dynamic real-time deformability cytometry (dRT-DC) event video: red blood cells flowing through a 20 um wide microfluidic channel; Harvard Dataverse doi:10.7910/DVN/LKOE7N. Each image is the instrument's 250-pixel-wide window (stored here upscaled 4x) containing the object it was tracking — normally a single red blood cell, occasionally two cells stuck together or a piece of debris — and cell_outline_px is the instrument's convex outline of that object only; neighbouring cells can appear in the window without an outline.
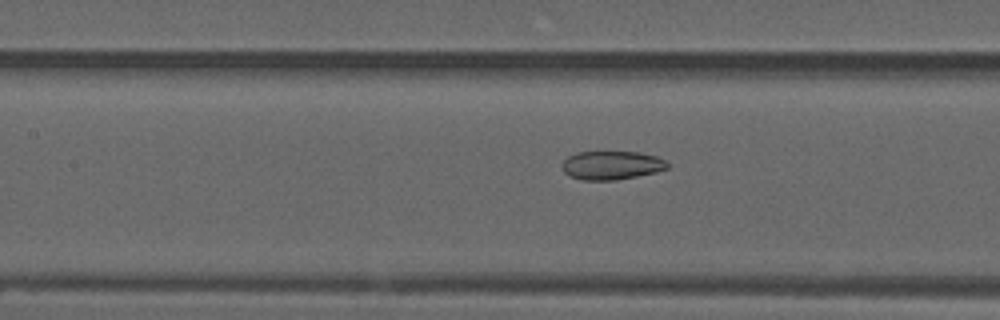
{"species": "common noctule bat (a hibernating species)", "species_latin": "Nyctalus noctula", "temperature_condition": "warm", "stored_images_in_passage": 55, "camera_frame_rate_fps": 3000, "um_per_image_px": 0.085, "animal": {"sex": "male", "forearm_length_mm": 52.5}, "frame": {"image": 1, "passage_image": 25, "time_ms": 8.0, "image_size_px": [1000, 320], "cell_outline_px": [[668, 168], [656, 172], [616, 180], [580, 180], [568, 176], [564, 172], [560, 164], [568, 156], [576, 152], [640, 152], [656, 156], [664, 160], [668, 164]], "centroid_in_image_um": [51.94, 14.05], "position_along_channel_um": 155.5, "area_um2": 17.69}}
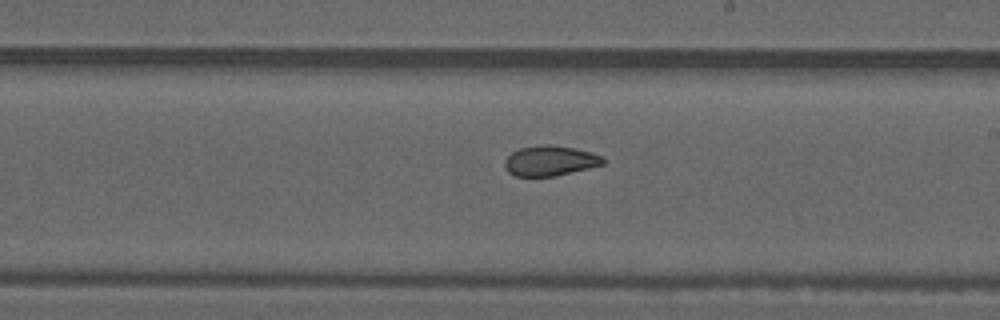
{"frame": {"image": 2, "passage_image": 32, "time_ms": 10.333, "image_size_px": [1000, 320], "cell_outline_px": [[604, 164], [588, 168], [552, 176], [516, 176], [508, 172], [504, 164], [504, 160], [512, 152], [520, 148], [548, 144], [572, 148], [592, 152], [604, 156]], "centroid_in_image_um": [46.75, 13.66], "position_along_channel_um": 242.2, "area_um2": 17.05}}
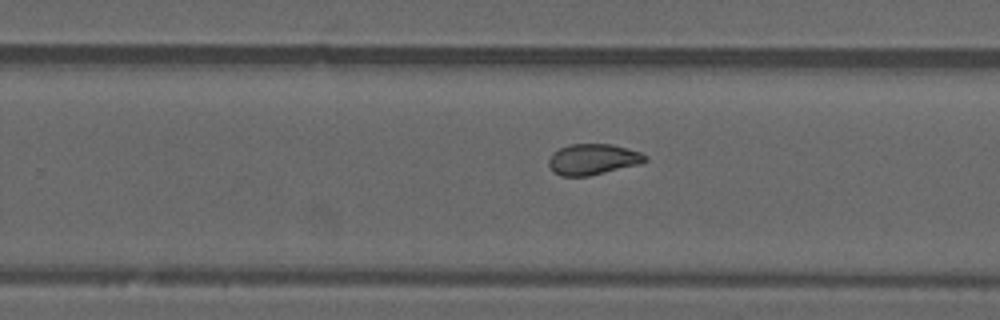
{"frame": {"image": 3, "passage_image": 35, "time_ms": 11.333, "image_size_px": [1000, 320], "cell_outline_px": [[648, 160], [640, 164], [588, 176], [560, 176], [552, 172], [548, 164], [548, 160], [552, 152], [568, 144], [612, 144], [640, 152], [648, 156]], "centroid_in_image_um": [50.37, 13.54], "position_along_channel_um": 279.4, "area_um2": 17.51}, "authors_computed_cell_mechanics": {"area_um2": 19.074, "velocity_mm_per_s": 3.7357, "shape_relaxation_time_tau1_ms": null, "shape_relaxation_time_tau2_ms": 2.2762, "deformation_change_tau1": null, "deformation_change_tau2": 0.0699}}